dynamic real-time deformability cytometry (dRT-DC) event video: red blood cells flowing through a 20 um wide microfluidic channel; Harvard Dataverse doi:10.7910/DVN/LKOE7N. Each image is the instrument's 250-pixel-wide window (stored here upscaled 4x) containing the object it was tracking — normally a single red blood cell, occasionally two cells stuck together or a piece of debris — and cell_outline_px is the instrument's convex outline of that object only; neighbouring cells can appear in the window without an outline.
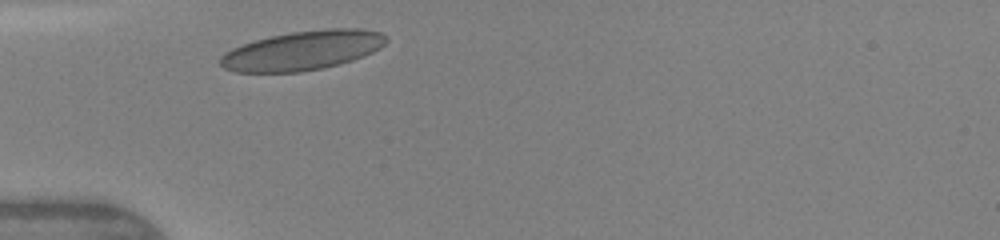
{"species": "human", "species_latin": "Homo sapiens", "temperature_condition": "warm", "stored_images_in_passage": 2, "camera_frame_rate_fps": 3000, "um_per_image_px": 0.085, "donor": {"sex": "female"}, "frame": {"image": 1, "passage_image": 1, "time_ms": 0.0, "image_size_px": [1000, 240], "cell_outline_px": [[388, 40], [380, 48], [372, 52], [352, 60], [340, 64], [300, 72], [236, 72], [224, 68], [220, 64], [220, 56], [224, 52], [232, 48], [256, 40], [272, 36], [292, 32], [324, 28], [360, 28], [380, 32], [388, 36]], "centroid_in_image_um": [25.74, 4.28], "position_along_channel_um": 59.3, "area_um2": 37.92}}